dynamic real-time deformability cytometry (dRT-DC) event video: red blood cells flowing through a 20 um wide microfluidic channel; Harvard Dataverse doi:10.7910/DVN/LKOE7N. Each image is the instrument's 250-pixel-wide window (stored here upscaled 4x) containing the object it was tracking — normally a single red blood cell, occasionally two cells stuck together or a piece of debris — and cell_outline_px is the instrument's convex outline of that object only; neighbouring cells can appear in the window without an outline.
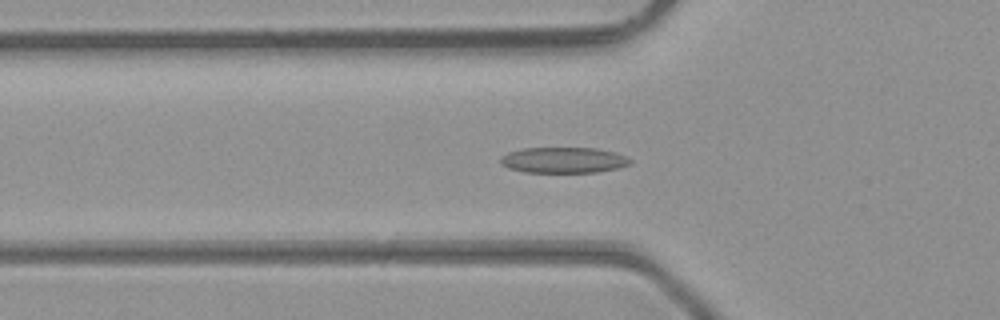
{"species": "common noctule bat (a hibernating species)", "species_latin": "Nyctalus noctula", "temperature_condition": "room temperature", "stored_images_in_passage": 42, "camera_frame_rate_fps": 3000, "um_per_image_px": 0.085, "animal": {"sex": "male", "body_mass_g": 23.1, "forearm_length_mm": 52.7}, "frame": {"image": 1, "passage_image": 11, "time_ms": 3.333, "image_size_px": [1000, 320], "cell_outline_px": [[632, 160], [628, 164], [620, 168], [596, 172], [524, 172], [508, 168], [500, 164], [500, 156], [508, 152], [520, 148], [596, 148], [616, 152]], "centroid_in_image_um": [47.86, 13.6], "position_along_channel_um": 77.9, "area_um2": 19.59}}
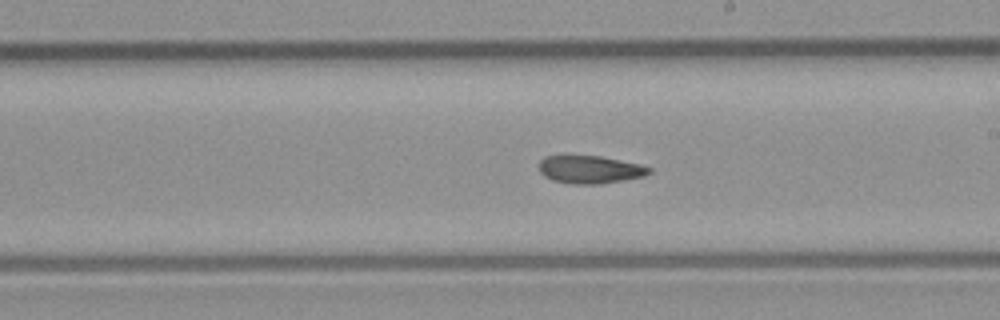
{"frame": {"image": 2, "passage_image": 22, "time_ms": 7.0, "image_size_px": [1000, 320], "cell_outline_px": [[652, 172], [644, 176], [600, 184], [572, 184], [552, 180], [544, 176], [540, 172], [540, 160], [544, 156], [600, 156], [640, 164], [652, 168]], "centroid_in_image_um": [50.16, 14.41], "position_along_channel_um": 238.8, "area_um2": 17.8}}
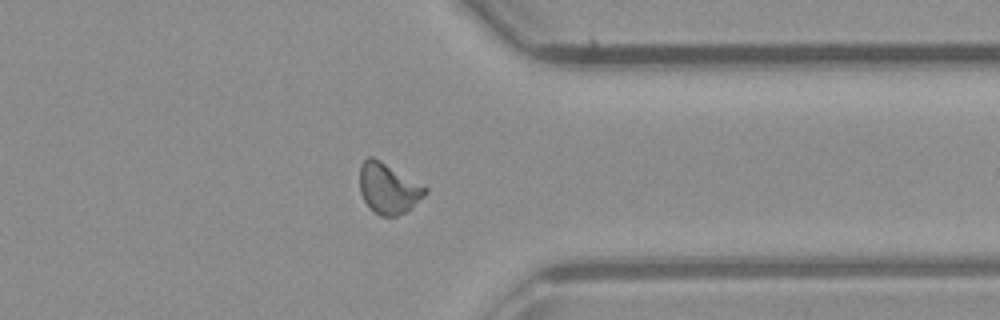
{"frame": {"image": 3, "passage_image": 32, "time_ms": 10.333, "image_size_px": [1000, 320], "cell_outline_px": [[428, 192], [424, 196], [404, 212], [396, 216], [380, 216], [364, 200], [360, 192], [360, 164], [368, 156], [372, 156], [380, 160], [428, 188]], "centroid_in_image_um": [32.99, 15.99], "position_along_channel_um": 378.4, "area_um2": 18.9}, "authors_computed_cell_mechanics": {"area_um2": 18.7561, "velocity_mm_per_s": 4.3493, "shape_relaxation_time_tau1_ms": 10.1864, "shape_relaxation_time_tau2_ms": 3.7084, "deformation_change_tau1": 0.2122, "deformation_change_tau2": 0.1151}}